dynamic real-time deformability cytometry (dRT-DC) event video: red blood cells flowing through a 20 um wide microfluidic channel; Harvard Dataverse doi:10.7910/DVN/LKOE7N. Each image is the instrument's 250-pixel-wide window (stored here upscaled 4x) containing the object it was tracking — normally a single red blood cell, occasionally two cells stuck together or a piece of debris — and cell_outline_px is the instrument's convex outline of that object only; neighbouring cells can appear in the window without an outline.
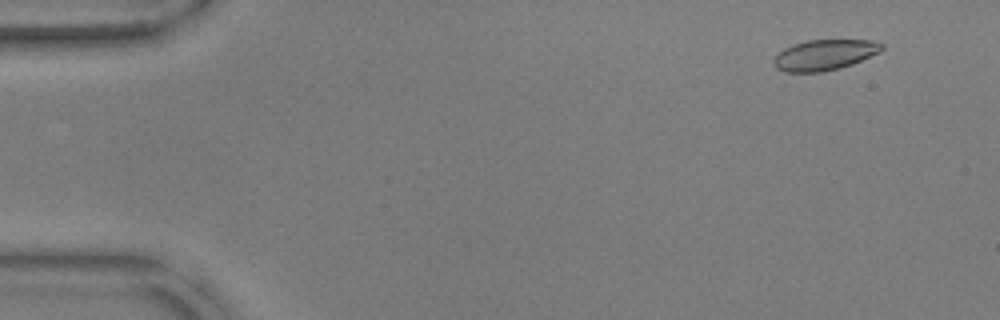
{"species": "common noctule bat (a hibernating species)", "species_latin": "Nyctalus noctula", "temperature_condition": "warm", "stored_images_in_passage": 57, "camera_frame_rate_fps": 3000, "um_per_image_px": 0.085, "animal": {"sex": "male", "body_mass_g": 17.9, "forearm_length_mm": 54.2}, "frame": {"image": 1, "passage_image": 5, "time_ms": 1.333, "image_size_px": [1000, 320], "cell_outline_px": [[884, 48], [880, 52], [852, 64], [840, 68], [820, 72], [784, 72], [776, 68], [772, 64], [772, 60], [784, 48], [792, 44], [808, 40], [872, 40], [884, 44]], "centroid_in_image_um": [70.07, 4.67], "position_along_channel_um": 14.9, "area_um2": 19.36}}
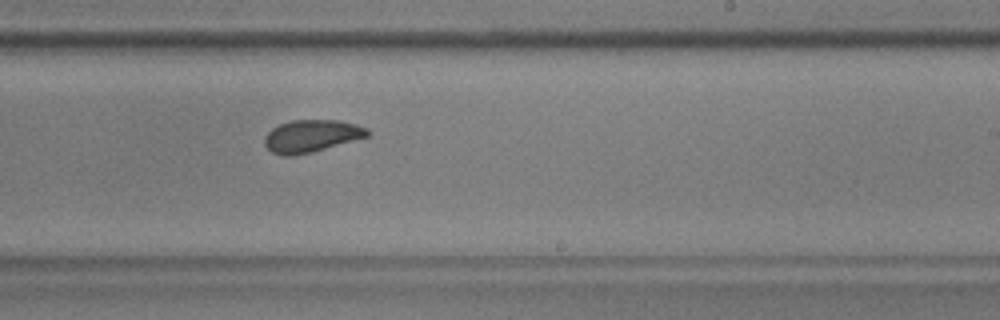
{"frame": {"image": 2, "passage_image": 35, "time_ms": 11.333, "image_size_px": [1000, 320], "cell_outline_px": [[372, 132], [368, 136], [312, 152], [292, 156], [284, 156], [272, 152], [264, 144], [264, 136], [272, 128], [280, 124], [292, 120], [336, 120], [356, 124], [368, 128]], "centroid_in_image_um": [26.47, 11.55], "position_along_channel_um": 262.5, "area_um2": 19.36}}
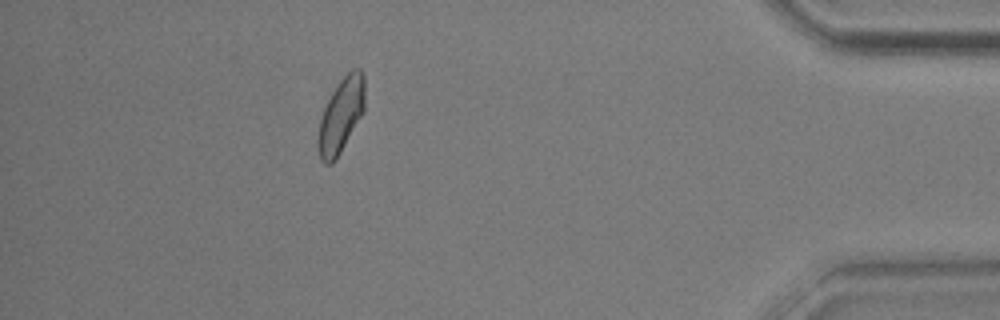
{"frame": {"image": 3, "passage_image": 51, "time_ms": 16.667, "image_size_px": [1000, 320], "cell_outline_px": [[364, 112], [336, 160], [332, 164], [324, 164], [320, 160], [316, 144], [316, 140], [320, 120], [324, 108], [332, 92], [340, 80], [352, 68], [360, 68], [364, 76]], "centroid_in_image_um": [28.97, 9.85], "position_along_channel_um": 406.2, "area_um2": 20.52}, "authors_computed_cell_mechanics": {"area_um2": 19.5364, "velocity_mm_per_s": 3.5803, "shape_relaxation_time_tau1_ms": 5.5618, "shape_relaxation_time_tau2_ms": 1.2359, "deformation_change_tau1": 0.1209, "deformation_change_tau2": 0.0536}}